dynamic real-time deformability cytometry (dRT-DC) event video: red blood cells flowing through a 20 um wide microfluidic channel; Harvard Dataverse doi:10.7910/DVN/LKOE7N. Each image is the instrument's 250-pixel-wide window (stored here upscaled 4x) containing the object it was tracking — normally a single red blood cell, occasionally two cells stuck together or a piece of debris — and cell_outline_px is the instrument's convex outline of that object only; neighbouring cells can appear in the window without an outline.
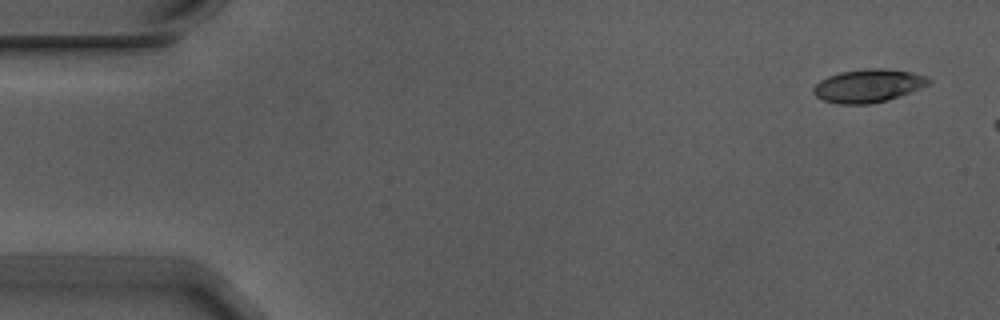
{"species": "Egyptian fruit bat (a non-hibernating species)", "species_latin": "Rousettus aegyptiacus", "temperature_condition": "warm", "stored_images_in_passage": 3, "camera_frame_rate_fps": 3000, "um_per_image_px": 0.085, "animal": {"sex": "male"}, "frame": {"image": 1, "passage_image": 1, "time_ms": 0.0, "image_size_px": [1000, 320], "cell_outline_px": [[932, 84], [888, 100], [872, 104], [840, 104], [824, 100], [816, 96], [812, 92], [812, 88], [820, 80], [828, 76], [840, 72], [868, 68], [880, 68], [912, 72], [928, 76], [932, 80]], "centroid_in_image_um": [73.83, 7.29], "position_along_channel_um": 11.2, "area_um2": 22.43}}